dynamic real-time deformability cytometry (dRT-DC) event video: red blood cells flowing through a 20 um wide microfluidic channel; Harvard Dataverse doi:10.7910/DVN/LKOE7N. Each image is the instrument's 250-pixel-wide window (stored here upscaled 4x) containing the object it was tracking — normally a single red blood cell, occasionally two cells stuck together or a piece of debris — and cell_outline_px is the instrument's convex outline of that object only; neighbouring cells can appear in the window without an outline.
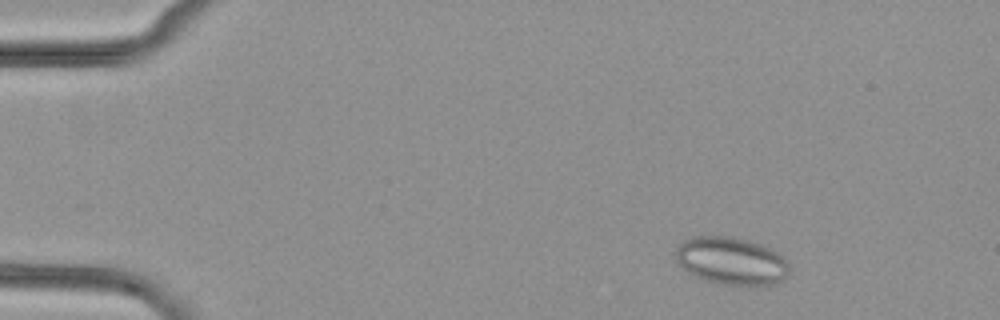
{"species": "common noctule bat (a hibernating species)", "species_latin": "Nyctalus noctula", "temperature_condition": "cold", "stored_images_in_passage": 51, "camera_frame_rate_fps": 3000, "um_per_image_px": 0.085, "animal": {"sex": "female", "body_mass_g": 29.2, "forearm_length_mm": 56.3}, "frame": {"image": 1, "passage_image": 5, "time_ms": 1.333, "image_size_px": [1000, 320], "cell_outline_px": [[788, 276], [784, 280], [776, 284], [764, 288], [716, 284], [704, 280], [688, 272], [676, 260], [676, 248], [680, 240], [692, 236], [728, 236], [764, 244], [784, 256], [788, 264]], "centroid_in_image_um": [62.21, 22.21], "position_along_channel_um": 22.8, "area_um2": 32.6}}
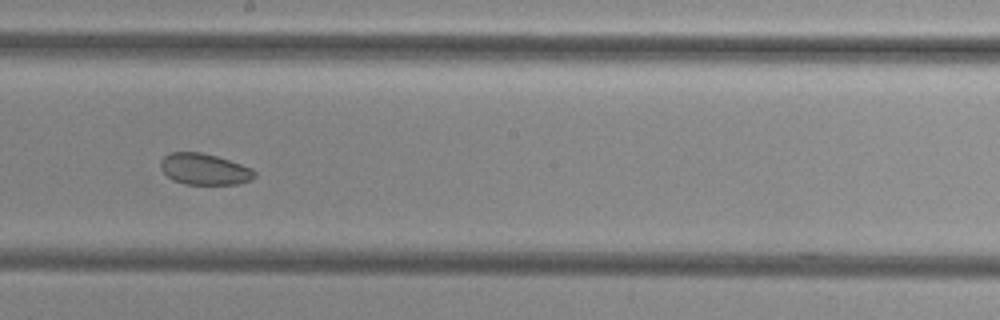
{"frame": {"image": 2, "passage_image": 28, "time_ms": 9.0, "image_size_px": [1000, 320], "cell_outline_px": [[256, 176], [252, 180], [240, 184], [184, 184], [172, 180], [160, 168], [160, 160], [164, 156], [172, 152], [200, 152], [216, 156], [252, 168], [256, 172]], "centroid_in_image_um": [17.38, 14.39], "position_along_channel_um": 230.8, "area_um2": 17.17}}
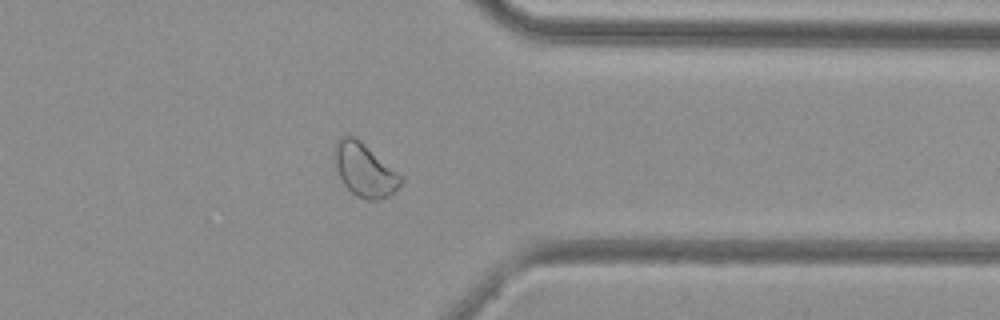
{"frame": {"image": 3, "passage_image": 40, "time_ms": 13.0, "image_size_px": [1000, 320], "cell_outline_px": [[404, 180], [388, 196], [380, 200], [368, 200], [356, 196], [344, 184], [340, 176], [332, 156], [332, 152], [336, 140], [340, 136], [348, 132], [360, 140], [400, 176]], "centroid_in_image_um": [30.9, 14.4], "position_along_channel_um": 380.5, "area_um2": 20.4}}